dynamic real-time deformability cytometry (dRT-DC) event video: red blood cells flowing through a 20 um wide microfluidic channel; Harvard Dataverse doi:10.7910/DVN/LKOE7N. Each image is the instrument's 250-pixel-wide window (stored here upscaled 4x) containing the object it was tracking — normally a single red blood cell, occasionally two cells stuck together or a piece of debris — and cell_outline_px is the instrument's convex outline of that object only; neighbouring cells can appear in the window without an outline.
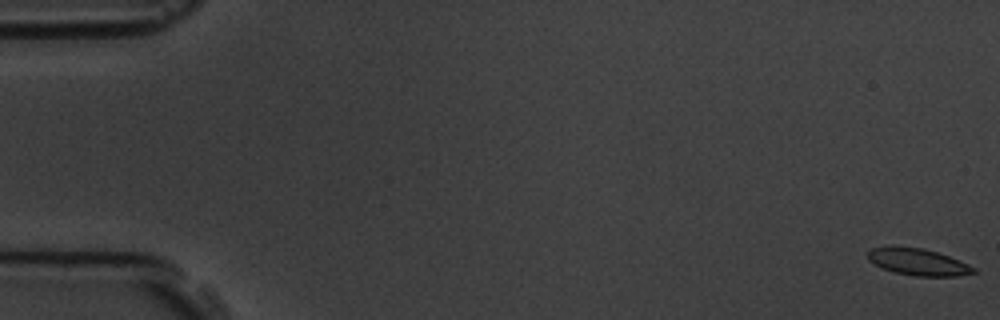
{"species": "common noctule bat (a hibernating species)", "species_latin": "Nyctalus noctula", "temperature_condition": "room temperature", "stored_images_in_passage": 5, "camera_frame_rate_fps": 3000, "um_per_image_px": 0.085, "animal": {"sex": "male", "body_mass_g": 19.5, "forearm_length_mm": 54.6}, "frame": {"image": 1, "passage_image": 1, "time_ms": 0.0, "image_size_px": [1000, 320], "cell_outline_px": [[976, 272], [956, 276], [916, 276], [896, 272], [880, 268], [868, 260], [868, 252], [872, 248], [892, 244], [924, 248], [948, 256], [968, 264], [976, 268]], "centroid_in_image_um": [77.97, 22.23], "position_along_channel_um": 7.0, "area_um2": 16.76}}
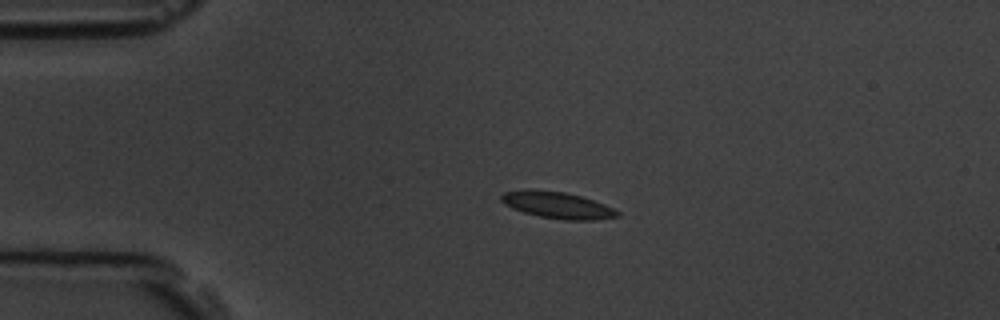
{"frame": {"image": 2, "passage_image": 4, "time_ms": 4.0, "image_size_px": [1000, 320], "cell_outline_px": [[620, 216], [596, 220], [564, 220], [540, 216], [524, 212], [512, 208], [504, 204], [500, 200], [500, 196], [504, 192], [564, 192], [580, 196], [604, 204], [620, 212]], "centroid_in_image_um": [47.46, 17.49], "position_along_channel_um": 37.5, "area_um2": 17.17}}